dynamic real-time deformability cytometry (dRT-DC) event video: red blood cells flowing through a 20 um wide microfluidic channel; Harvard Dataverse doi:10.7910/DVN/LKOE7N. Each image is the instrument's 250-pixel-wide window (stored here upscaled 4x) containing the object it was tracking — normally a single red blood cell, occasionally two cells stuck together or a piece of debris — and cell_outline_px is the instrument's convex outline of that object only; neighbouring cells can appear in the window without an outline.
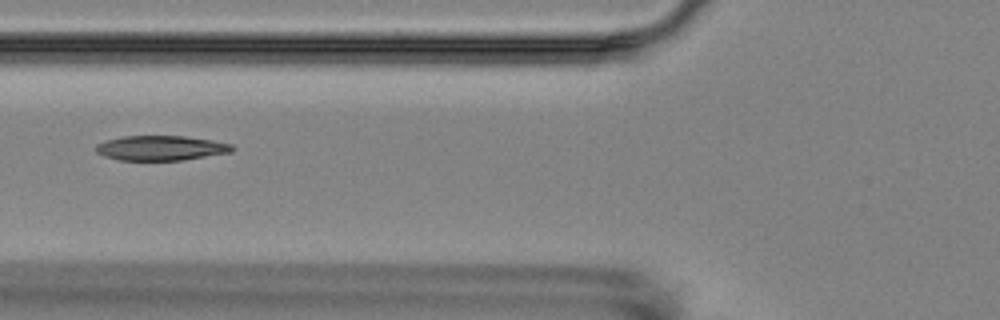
{"species": "Egyptian fruit bat (a non-hibernating species)", "species_latin": "Rousettus aegyptiacus", "temperature_condition": "room temperature", "stored_images_in_passage": 17, "camera_frame_rate_fps": 3000, "um_per_image_px": 0.085, "animal": {"sex": "female"}, "frame": {"image": 1, "passage_image": 7, "time_ms": 7.0, "image_size_px": [1000, 320], "cell_outline_px": [[236, 148], [232, 152], [180, 160], [120, 160], [104, 156], [96, 152], [96, 144], [108, 140], [124, 136], [184, 136], [212, 140], [232, 144]], "centroid_in_image_um": [13.7, 12.58], "position_along_channel_um": 112.1, "area_um2": 19.59}}
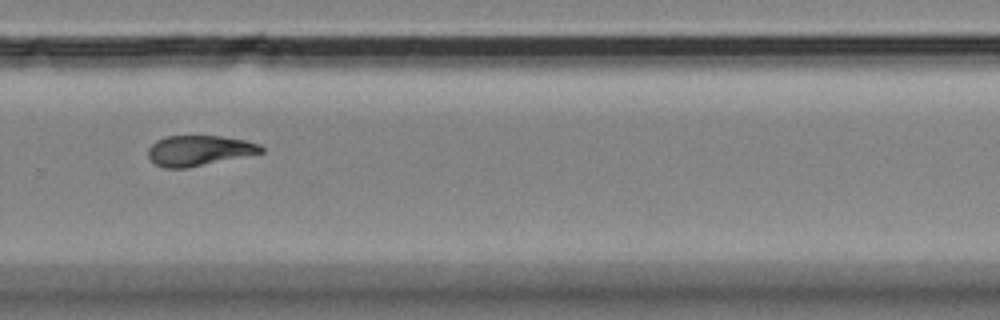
{"frame": {"image": 2, "passage_image": 12, "time_ms": 12.667, "image_size_px": [1000, 320], "cell_outline_px": [[264, 152], [188, 168], [164, 168], [156, 164], [148, 156], [148, 148], [156, 140], [164, 136], [220, 136], [244, 140], [260, 144], [264, 148]], "centroid_in_image_um": [16.91, 12.79], "position_along_channel_um": 312.9, "area_um2": 19.94}}
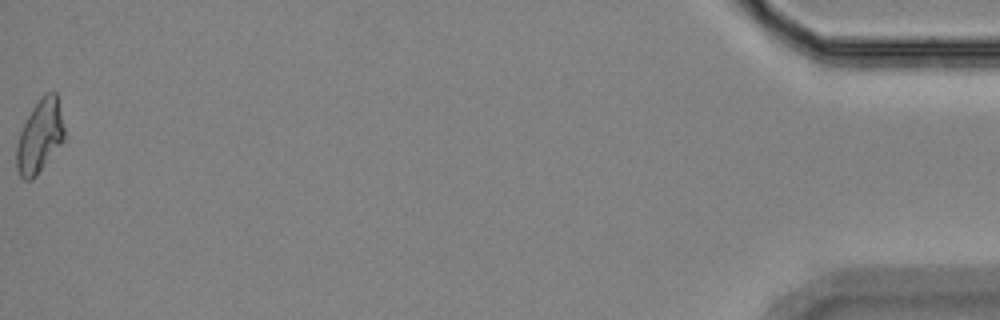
{"frame": {"image": 3, "passage_image": 17, "time_ms": 18.667, "image_size_px": [1000, 320], "cell_outline_px": [[64, 140], [36, 176], [32, 180], [24, 180], [20, 176], [16, 168], [16, 144], [20, 132], [32, 108], [40, 96], [44, 92], [56, 92], [64, 128]], "centroid_in_image_um": [3.36, 11.59], "position_along_channel_um": 431.8, "area_um2": 20.29}, "authors_computed_cell_mechanics": {"area_um2": 20.3456, "velocity_mm_per_s": 3.5584, "shape_relaxation_time_tau1_ms": null, "shape_relaxation_time_tau2_ms": 8.0983, "deformation_change_tau1": null, "deformation_change_tau2": 0.1572}}